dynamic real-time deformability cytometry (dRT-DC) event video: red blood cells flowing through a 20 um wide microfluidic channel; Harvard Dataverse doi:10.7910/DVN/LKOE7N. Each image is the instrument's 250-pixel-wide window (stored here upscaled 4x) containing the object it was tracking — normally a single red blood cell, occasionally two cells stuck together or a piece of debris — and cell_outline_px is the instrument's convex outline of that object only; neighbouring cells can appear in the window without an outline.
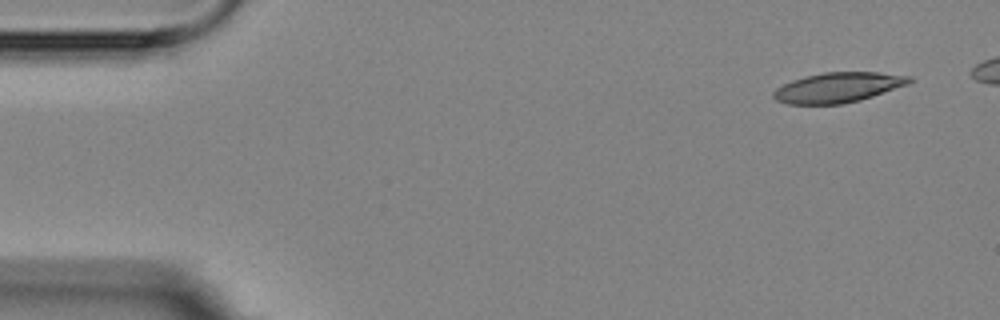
{"species": "Egyptian fruit bat (a non-hibernating species)", "species_latin": "Rousettus aegyptiacus", "temperature_condition": "room temperature", "stored_images_in_passage": 4, "camera_frame_rate_fps": 3000, "um_per_image_px": 0.085, "animal": {"sex": "female"}, "frame": {"image": 1, "passage_image": 1, "time_ms": 0.0, "image_size_px": [1000, 320], "cell_outline_px": [[916, 80], [908, 84], [860, 100], [840, 104], [788, 104], [776, 100], [772, 96], [772, 92], [776, 88], [792, 80], [804, 76], [824, 72], [880, 72], [912, 76]], "centroid_in_image_um": [71.25, 7.42], "position_along_channel_um": 13.8, "area_um2": 23.87}}